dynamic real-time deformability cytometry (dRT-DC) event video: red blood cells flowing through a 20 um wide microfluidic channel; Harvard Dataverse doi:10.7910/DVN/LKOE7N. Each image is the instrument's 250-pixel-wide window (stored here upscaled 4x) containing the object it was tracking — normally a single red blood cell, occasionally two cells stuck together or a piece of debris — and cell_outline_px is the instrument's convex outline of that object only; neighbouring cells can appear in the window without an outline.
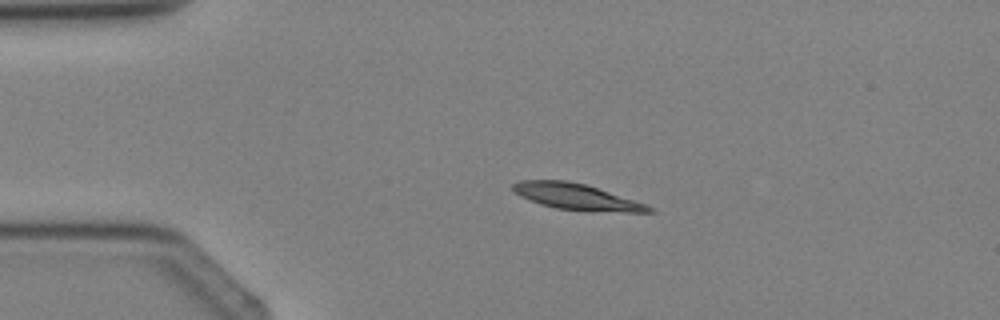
{"species": "Egyptian fruit bat (a non-hibernating species)", "species_latin": "Rousettus aegyptiacus", "temperature_condition": "cold", "stored_images_in_passage": 2, "camera_frame_rate_fps": 3000, "um_per_image_px": 0.085, "animal": {"sex": "female"}, "frame": {"image": 1, "passage_image": 2, "time_ms": 1.333, "image_size_px": [1000, 320], "cell_outline_px": [[656, 212], [624, 212], [556, 208], [540, 204], [520, 196], [512, 192], [512, 184], [520, 180], [568, 180], [584, 184], [656, 208]], "centroid_in_image_um": [48.93, 16.71], "position_along_channel_um": 36.1, "area_um2": 20.17}}